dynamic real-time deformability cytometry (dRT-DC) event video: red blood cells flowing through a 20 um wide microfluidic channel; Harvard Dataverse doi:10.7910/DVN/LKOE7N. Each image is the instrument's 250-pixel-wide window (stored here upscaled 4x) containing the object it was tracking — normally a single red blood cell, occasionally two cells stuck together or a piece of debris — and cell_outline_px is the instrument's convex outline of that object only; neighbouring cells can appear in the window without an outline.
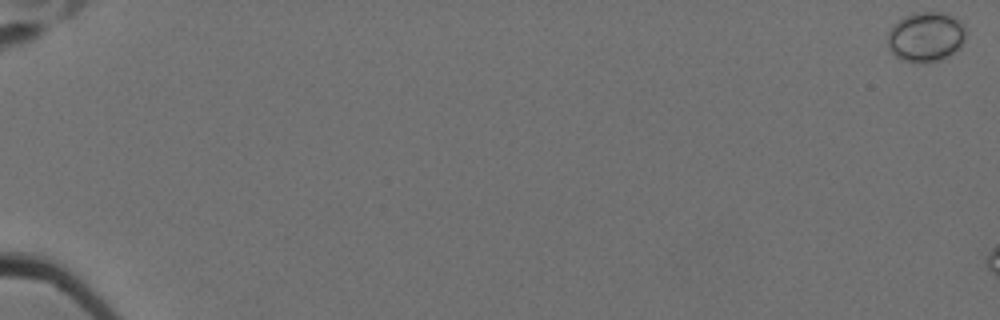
{"species": "Egyptian fruit bat (a non-hibernating species)", "species_latin": "Rousettus aegyptiacus", "temperature_condition": "cold", "stored_images_in_passage": 8, "camera_frame_rate_fps": 3000, "um_per_image_px": 0.085, "animal": {"sex": "female"}, "frame": {"image": 1, "passage_image": 1, "time_ms": 0.0, "image_size_px": [1000, 320], "cell_outline_px": [[964, 40], [960, 48], [948, 56], [940, 60], [900, 60], [888, 48], [888, 32], [892, 24], [904, 16], [912, 12], [940, 12], [960, 20], [964, 24]], "centroid_in_image_um": [78.68, 3.09], "position_along_channel_um": 6.3, "area_um2": 22.43}}